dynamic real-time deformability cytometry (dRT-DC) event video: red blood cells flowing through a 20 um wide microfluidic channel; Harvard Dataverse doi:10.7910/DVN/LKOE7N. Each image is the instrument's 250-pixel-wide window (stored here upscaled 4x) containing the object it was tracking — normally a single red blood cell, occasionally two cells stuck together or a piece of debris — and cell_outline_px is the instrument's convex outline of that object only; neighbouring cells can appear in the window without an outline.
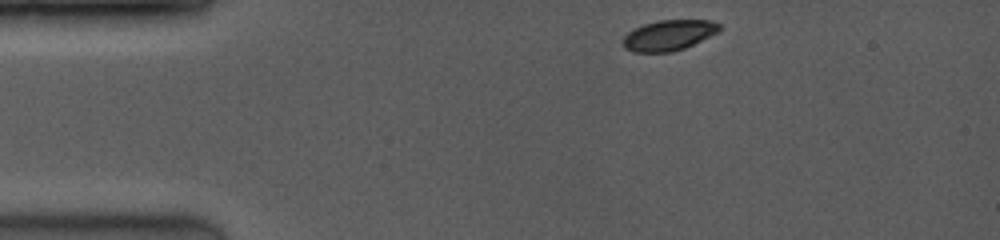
{"species": "common noctule bat (a hibernating species)", "species_latin": "Nyctalus noctula", "temperature_condition": "room temperature", "stored_images_in_passage": 13, "camera_frame_rate_fps": 4000, "um_per_image_px": 0.085, "animal": {"sex": "female", "body_mass_g": 19.0, "forearm_length_mm": 53.3}, "frame": {"image": 1, "passage_image": 1, "time_ms": 0.0, "image_size_px": [1000, 240], "cell_outline_px": [[724, 28], [720, 32], [684, 48], [672, 52], [632, 52], [624, 48], [624, 36], [628, 32], [644, 24], [660, 20], [712, 20], [720, 24]], "centroid_in_image_um": [56.91, 2.99], "position_along_channel_um": 28.1, "area_um2": 17.22}}